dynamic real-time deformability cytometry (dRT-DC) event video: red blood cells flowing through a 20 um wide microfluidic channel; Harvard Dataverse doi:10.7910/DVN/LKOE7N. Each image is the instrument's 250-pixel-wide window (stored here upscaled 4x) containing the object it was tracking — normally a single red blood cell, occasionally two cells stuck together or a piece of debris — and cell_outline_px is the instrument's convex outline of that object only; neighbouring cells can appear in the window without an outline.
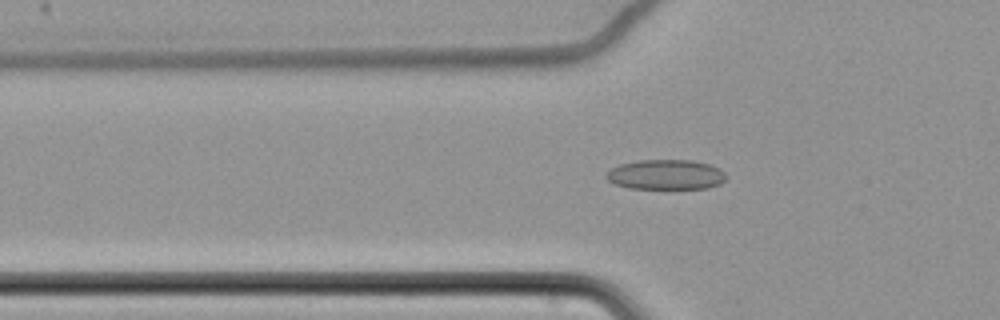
{"species": "common noctule bat (a hibernating species)", "species_latin": "Nyctalus noctula", "temperature_condition": "cold", "stored_images_in_passage": 55, "camera_frame_rate_fps": 3000, "um_per_image_px": 0.085, "animal": {"sex": "female", "body_mass_g": 22.7, "forearm_length_mm": 54.2}, "frame": {"image": 1, "passage_image": 16, "time_ms": 5.0, "image_size_px": [1000, 320], "cell_outline_px": [[724, 180], [720, 184], [708, 188], [628, 188], [616, 184], [608, 180], [604, 176], [612, 168], [620, 164], [640, 160], [692, 160], [708, 164], [720, 168], [724, 172]], "centroid_in_image_um": [56.6, 14.84], "position_along_channel_um": 69.2, "area_um2": 20.75}}
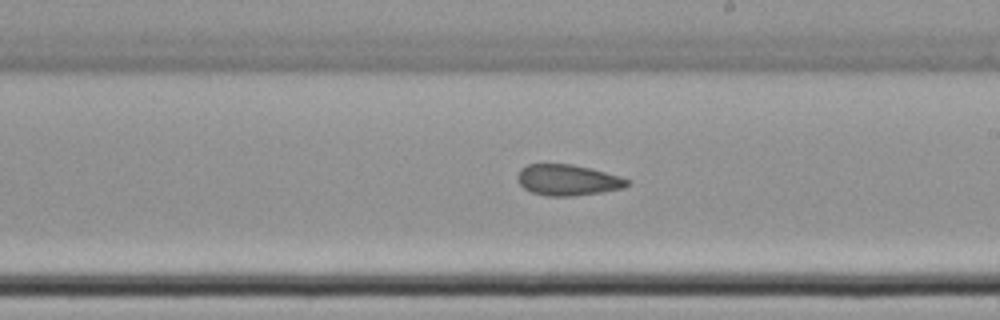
{"frame": {"image": 2, "passage_image": 31, "time_ms": 10.0, "image_size_px": [1000, 320], "cell_outline_px": [[632, 180], [628, 184], [620, 188], [600, 192], [572, 196], [548, 196], [532, 192], [524, 188], [516, 180], [516, 176], [520, 168], [528, 164], [572, 164], [592, 168], [620, 176]], "centroid_in_image_um": [48.23, 15.29], "position_along_channel_um": 240.8, "area_um2": 19.83}}
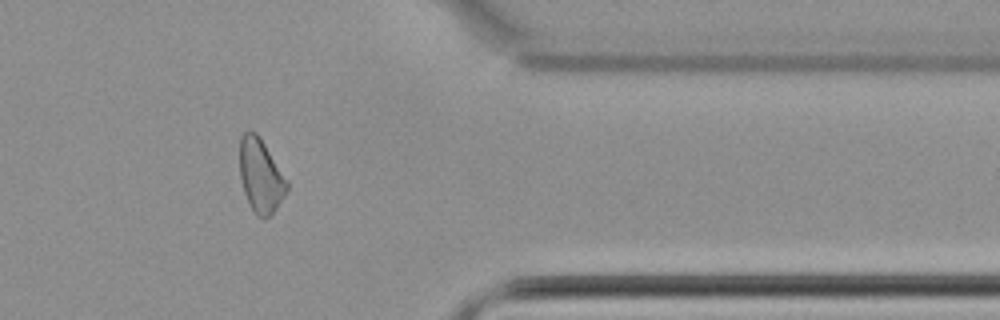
{"frame": {"image": 3, "passage_image": 45, "time_ms": 14.667, "image_size_px": [1000, 320], "cell_outline_px": [[288, 188], [284, 196], [276, 208], [268, 216], [260, 216], [252, 208], [244, 192], [240, 180], [240, 136], [244, 132], [256, 132], [260, 136], [288, 180]], "centroid_in_image_um": [22.16, 14.87], "position_along_channel_um": 389.2, "area_um2": 20.0}}